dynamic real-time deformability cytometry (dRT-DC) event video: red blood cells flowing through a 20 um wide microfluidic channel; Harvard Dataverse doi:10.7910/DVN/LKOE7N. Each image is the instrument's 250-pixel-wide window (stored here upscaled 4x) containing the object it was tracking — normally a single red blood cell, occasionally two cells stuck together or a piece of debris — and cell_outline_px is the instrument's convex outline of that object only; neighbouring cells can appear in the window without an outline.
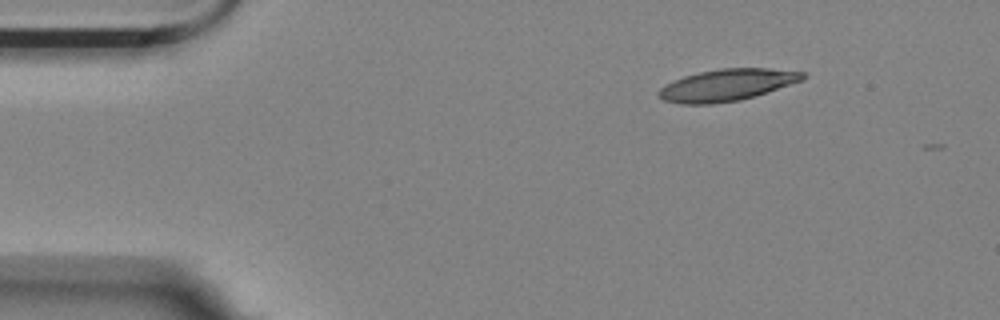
{"species": "Egyptian fruit bat (a non-hibernating species)", "species_latin": "Rousettus aegyptiacus", "temperature_condition": "room temperature", "stored_images_in_passage": 8, "camera_frame_rate_fps": 3000, "um_per_image_px": 0.085, "animal": {"sex": "female"}, "frame": {"image": 1, "passage_image": 1, "time_ms": 0.0, "image_size_px": [1000, 320], "cell_outline_px": [[808, 76], [800, 80], [740, 100], [712, 104], [680, 104], [664, 100], [656, 96], [656, 92], [664, 84], [684, 76], [700, 72], [720, 68], [768, 68], [804, 72]], "centroid_in_image_um": [61.69, 7.22], "position_along_channel_um": 23.3, "area_um2": 26.41}}